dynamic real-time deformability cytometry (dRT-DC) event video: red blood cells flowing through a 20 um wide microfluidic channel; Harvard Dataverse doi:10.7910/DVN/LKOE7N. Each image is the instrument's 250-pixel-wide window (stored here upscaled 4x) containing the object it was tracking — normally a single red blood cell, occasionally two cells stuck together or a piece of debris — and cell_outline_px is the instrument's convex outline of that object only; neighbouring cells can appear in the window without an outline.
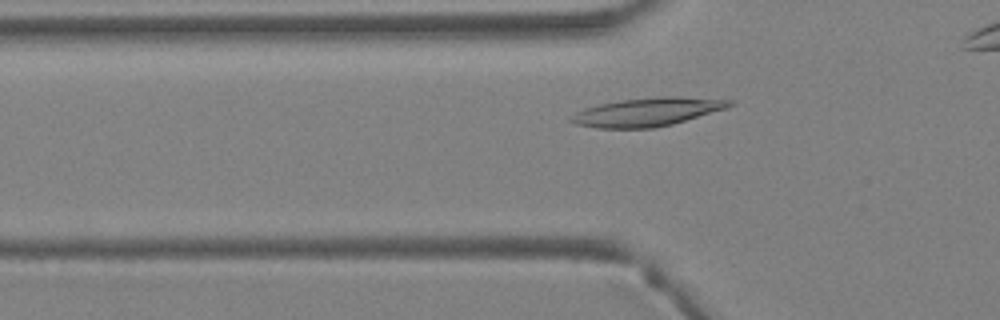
{"species": "Egyptian fruit bat (a non-hibernating species)", "species_latin": "Rousettus aegyptiacus", "temperature_condition": "warm", "stored_images_in_passage": 29, "camera_frame_rate_fps": 3000, "um_per_image_px": 0.085, "animal": {"sex": "female"}, "frame": {"image": 1, "passage_image": 5, "time_ms": 1.333, "image_size_px": [1000, 320], "cell_outline_px": [[732, 104], [728, 108], [672, 124], [656, 128], [596, 128], [576, 124], [568, 120], [576, 112], [584, 108], [600, 104], [620, 100], [660, 96], [672, 96], [732, 100]], "centroid_in_image_um": [55.01, 9.52], "position_along_channel_um": 70.8, "area_um2": 26.13}}
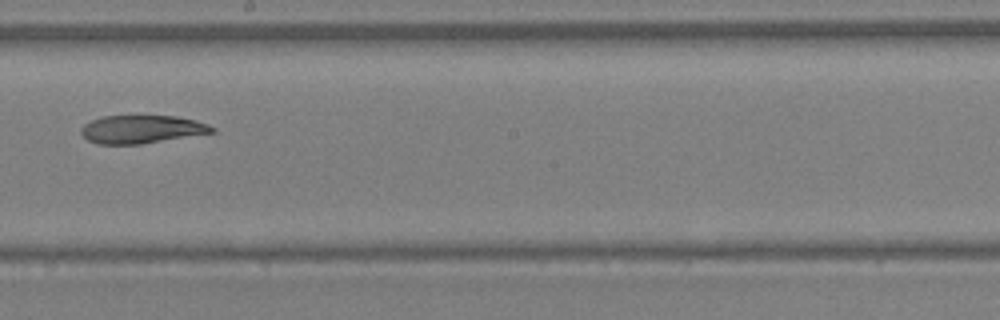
{"frame": {"image": 2, "passage_image": 15, "time_ms": 4.667, "image_size_px": [1000, 320], "cell_outline_px": [[216, 132], [140, 144], [96, 144], [88, 140], [80, 132], [80, 128], [84, 124], [92, 120], [104, 116], [176, 116], [196, 120], [208, 124], [216, 128]], "centroid_in_image_um": [12.05, 10.99], "position_along_channel_um": 236.1, "area_um2": 21.44}}
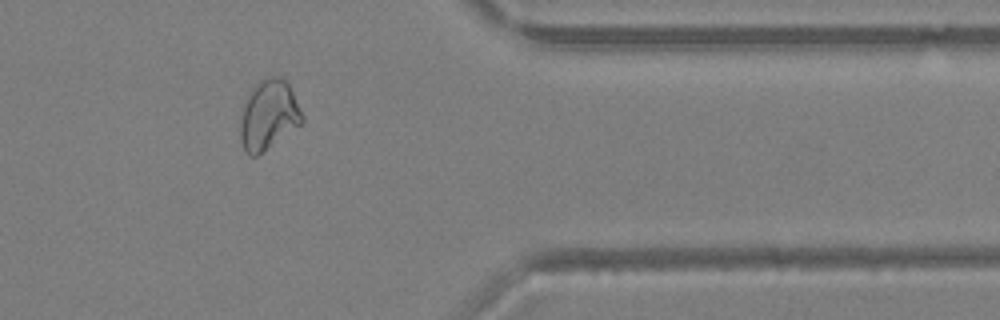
{"frame": {"image": 3, "passage_image": 25, "time_ms": 8.0, "image_size_px": [1000, 320], "cell_outline_px": [[304, 120], [300, 124], [256, 156], [248, 156], [244, 152], [240, 140], [240, 124], [244, 104], [252, 88], [260, 80], [272, 76], [280, 76], [288, 84], [304, 116]], "centroid_in_image_um": [22.81, 9.78], "position_along_channel_um": 388.6, "area_um2": 24.68}}